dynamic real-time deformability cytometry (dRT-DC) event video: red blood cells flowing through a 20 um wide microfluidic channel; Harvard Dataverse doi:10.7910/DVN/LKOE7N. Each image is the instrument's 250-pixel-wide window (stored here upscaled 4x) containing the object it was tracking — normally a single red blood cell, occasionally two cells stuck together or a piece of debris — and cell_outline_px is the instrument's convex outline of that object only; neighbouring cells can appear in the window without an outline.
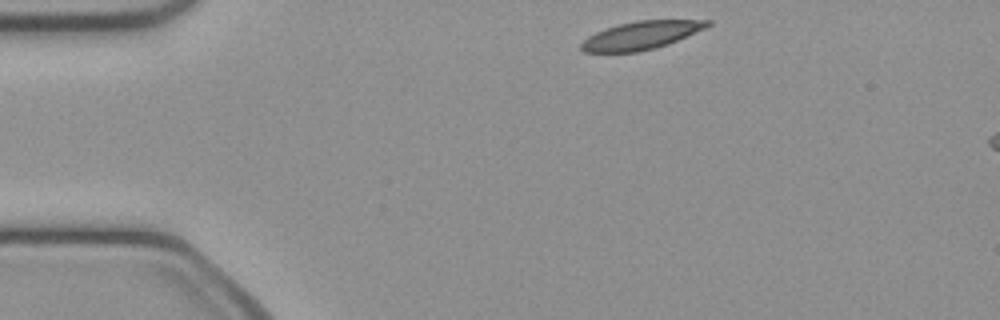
{"species": "common noctule bat (a hibernating species)", "species_latin": "Nyctalus noctula", "temperature_condition": "cold", "stored_images_in_passage": 6, "camera_frame_rate_fps": 3000, "um_per_image_px": 0.085, "animal": {"sex": "female", "body_mass_g": 21.9}, "frame": {"image": 1, "passage_image": 1, "time_ms": 0.0, "image_size_px": [1000, 320], "cell_outline_px": [[712, 24], [704, 28], [668, 44], [656, 48], [636, 52], [584, 52], [580, 48], [580, 44], [588, 36], [604, 28], [636, 20], [712, 20]], "centroid_in_image_um": [54.47, 3.0], "position_along_channel_um": 30.5, "area_um2": 20.52}}